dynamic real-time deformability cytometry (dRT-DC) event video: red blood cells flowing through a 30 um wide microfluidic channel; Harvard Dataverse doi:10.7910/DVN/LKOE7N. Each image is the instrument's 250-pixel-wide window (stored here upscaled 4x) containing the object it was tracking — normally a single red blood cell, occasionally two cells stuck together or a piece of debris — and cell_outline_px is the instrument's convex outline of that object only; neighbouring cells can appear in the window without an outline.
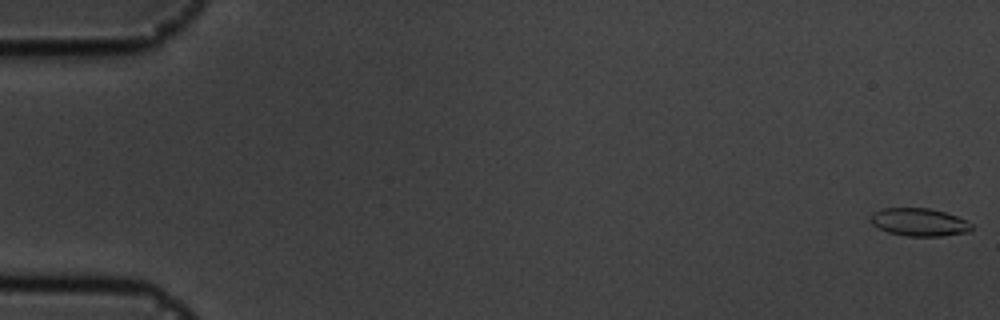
{"species": "common noctule bat (a hibernating species)", "species_latin": "Nyctalus noctula", "temperature_condition": "cold", "stored_images_in_passage": 57, "camera_frame_rate_fps": 3000, "um_per_image_px": 0.085, "animal": {"sex": "male", "body_mass_g": 19.5, "forearm_length_mm": 54.6}, "frame": {"image": 1, "passage_image": 1, "time_ms": 0.0, "image_size_px": [1000, 320], "cell_outline_px": [[972, 228], [968, 232], [944, 236], [904, 236], [888, 232], [872, 224], [868, 220], [872, 212], [880, 208], [928, 208], [944, 212], [956, 216], [972, 224]], "centroid_in_image_um": [78.08, 18.88], "position_along_channel_um": 6.9, "area_um2": 16.47}}
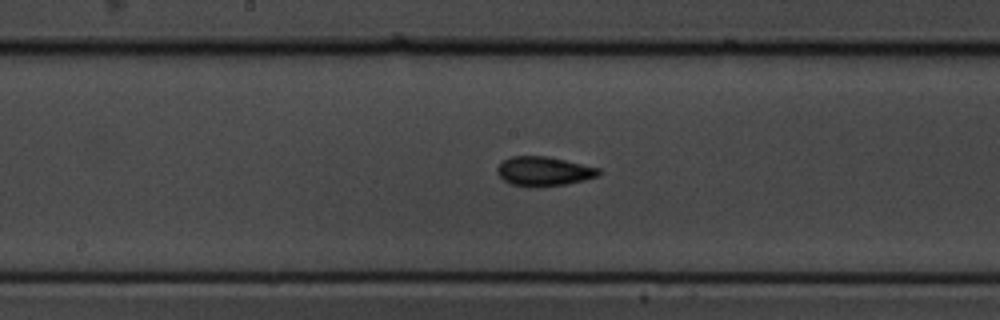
{"frame": {"image": 2, "passage_image": 30, "time_ms": 9.667, "image_size_px": [1000, 320], "cell_outline_px": [[600, 176], [584, 180], [564, 184], [536, 188], [528, 188], [512, 184], [504, 180], [496, 172], [496, 168], [504, 160], [512, 156], [548, 156], [600, 168]], "centroid_in_image_um": [46.22, 14.57], "position_along_channel_um": 202.0, "area_um2": 17.51}}
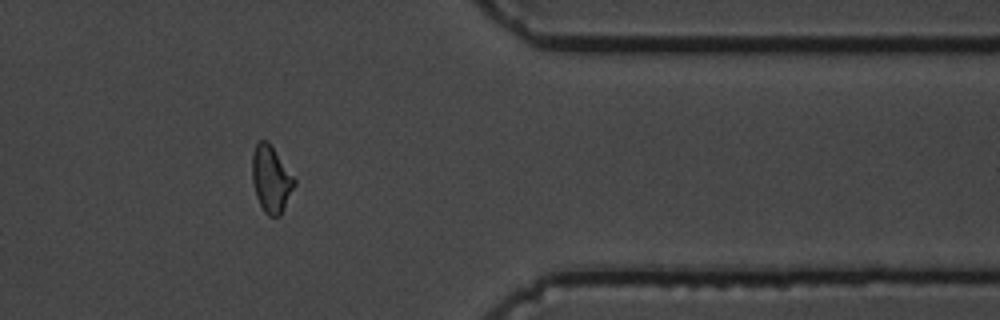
{"frame": {"image": 3, "passage_image": 47, "time_ms": 15.333, "image_size_px": [1000, 320], "cell_outline_px": [[296, 184], [280, 216], [268, 216], [264, 212], [256, 196], [252, 180], [252, 152], [256, 144], [260, 140], [268, 140], [296, 180]], "centroid_in_image_um": [23.03, 15.21], "position_along_channel_um": 388.4, "area_um2": 16.42}, "authors_computed_cell_mechanics": {"area_um2": 16.5886, "velocity_mm_per_s": 3.5683, "shape_relaxation_time_tau1_ms": 9.3672, "shape_relaxation_time_tau2_ms": 2.1345, "deformation_change_tau1": 0.1651, "deformation_change_tau2": 0.0549}}